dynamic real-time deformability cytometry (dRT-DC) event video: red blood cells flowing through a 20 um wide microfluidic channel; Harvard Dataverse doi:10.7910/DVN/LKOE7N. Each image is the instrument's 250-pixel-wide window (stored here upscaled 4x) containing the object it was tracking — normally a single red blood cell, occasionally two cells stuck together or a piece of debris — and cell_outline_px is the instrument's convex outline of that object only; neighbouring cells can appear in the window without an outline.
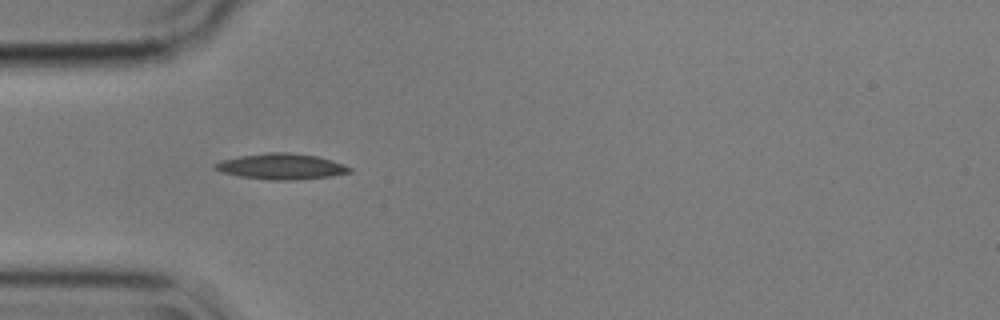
{"species": "common noctule bat (a hibernating species)", "species_latin": "Nyctalus noctula", "temperature_condition": "cold", "stored_images_in_passage": 8, "camera_frame_rate_fps": 3000, "um_per_image_px": 0.085, "animal": {"sex": "male", "body_mass_g": 17.9}, "frame": {"image": 1, "passage_image": 5, "time_ms": 1.333, "image_size_px": [1000, 320], "cell_outline_px": [[352, 172], [332, 176], [296, 180], [268, 180], [240, 176], [220, 172], [212, 168], [212, 164], [220, 160], [240, 156], [268, 152], [288, 152], [316, 156], [332, 160], [344, 164], [352, 168]], "centroid_in_image_um": [23.89, 14.15], "position_along_channel_um": 61.1, "area_um2": 20.46}}
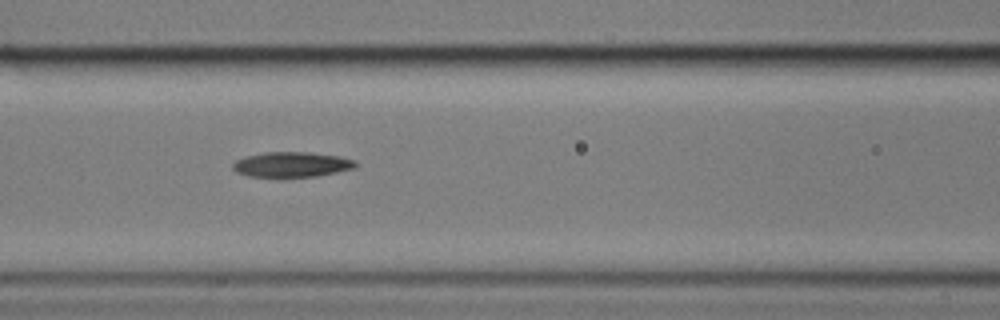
{"frame": {"image": 2, "passage_image": 7, "time_ms": 2.0, "image_size_px": [1000, 320], "cell_outline_px": [[356, 168], [316, 176], [280, 180], [248, 176], [236, 172], [232, 168], [232, 164], [236, 160], [244, 156], [264, 152], [308, 152], [340, 156], [356, 160]], "centroid_in_image_um": [24.74, 14.02], "position_along_channel_um": 141.9, "area_um2": 18.9}}
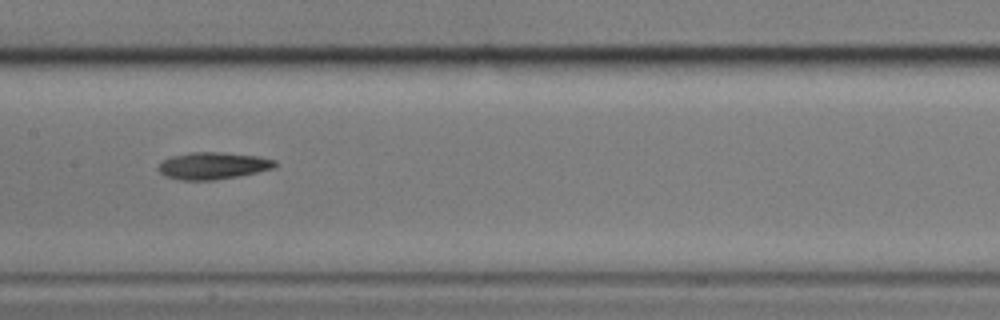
{"frame": {"image": 3, "passage_image": 8, "time_ms": 2.333, "image_size_px": [1000, 320], "cell_outline_px": [[280, 164], [276, 168], [236, 176], [212, 180], [176, 180], [164, 176], [156, 168], [164, 160], [172, 156], [192, 152], [220, 152], [256, 156], [276, 160]], "centroid_in_image_um": [18.11, 14.09], "position_along_channel_um": 189.3, "area_um2": 18.38}}